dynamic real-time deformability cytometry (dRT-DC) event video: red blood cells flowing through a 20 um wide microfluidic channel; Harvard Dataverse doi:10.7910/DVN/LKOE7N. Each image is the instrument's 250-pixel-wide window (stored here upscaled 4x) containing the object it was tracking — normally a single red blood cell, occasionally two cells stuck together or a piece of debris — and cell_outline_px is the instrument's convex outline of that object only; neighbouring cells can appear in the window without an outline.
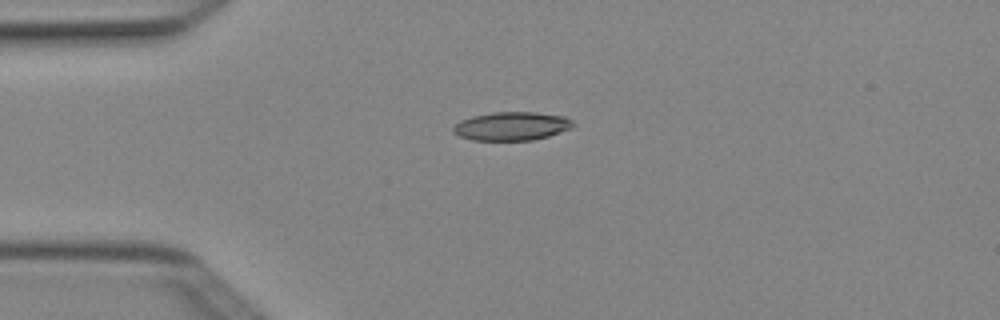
{"species": "Egyptian fruit bat (a non-hibernating species)", "species_latin": "Rousettus aegyptiacus", "temperature_condition": "cold", "stored_images_in_passage": 3, "camera_frame_rate_fps": 3000, "um_per_image_px": 0.085, "animal": {"sex": "female"}, "frame": {"image": 1, "passage_image": 1, "time_ms": 0.0, "image_size_px": [1000, 320], "cell_outline_px": [[576, 124], [572, 128], [548, 136], [532, 140], [472, 140], [460, 136], [452, 132], [452, 128], [460, 120], [472, 116], [492, 112], [536, 112], [564, 116], [572, 120]], "centroid_in_image_um": [43.5, 10.71], "position_along_channel_um": 41.5, "area_um2": 20.0}}
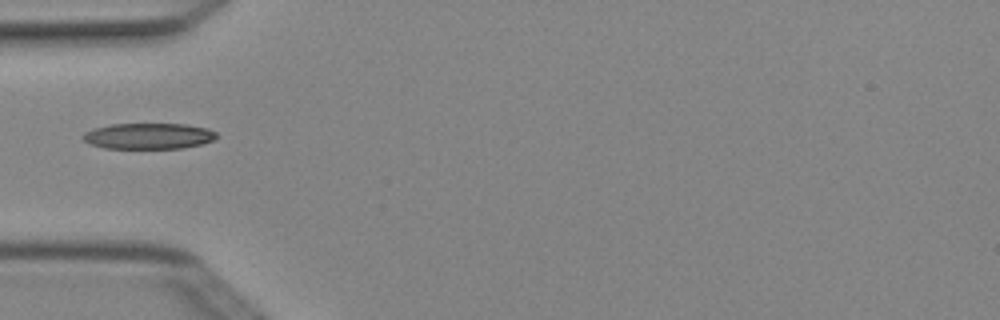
{"frame": {"image": 2, "passage_image": 2, "time_ms": 0.333, "image_size_px": [1000, 320], "cell_outline_px": [[216, 140], [184, 148], [104, 148], [92, 144], [84, 140], [80, 136], [84, 132], [96, 128], [112, 124], [184, 124], [208, 128], [216, 132]], "centroid_in_image_um": [12.65, 11.56], "position_along_channel_um": 72.4, "area_um2": 20.11}}
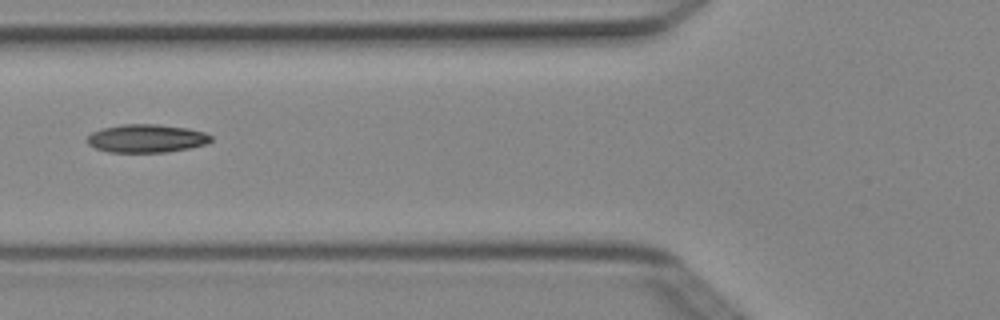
{"frame": {"image": 3, "passage_image": 3, "time_ms": 0.667, "image_size_px": [1000, 320], "cell_outline_px": [[212, 140], [204, 144], [188, 148], [168, 152], [108, 152], [96, 148], [88, 144], [84, 140], [92, 132], [104, 128], [120, 124], [156, 124], [188, 128], [204, 132], [212, 136]], "centroid_in_image_um": [12.42, 11.76], "position_along_channel_um": 113.4, "area_um2": 20.35}}